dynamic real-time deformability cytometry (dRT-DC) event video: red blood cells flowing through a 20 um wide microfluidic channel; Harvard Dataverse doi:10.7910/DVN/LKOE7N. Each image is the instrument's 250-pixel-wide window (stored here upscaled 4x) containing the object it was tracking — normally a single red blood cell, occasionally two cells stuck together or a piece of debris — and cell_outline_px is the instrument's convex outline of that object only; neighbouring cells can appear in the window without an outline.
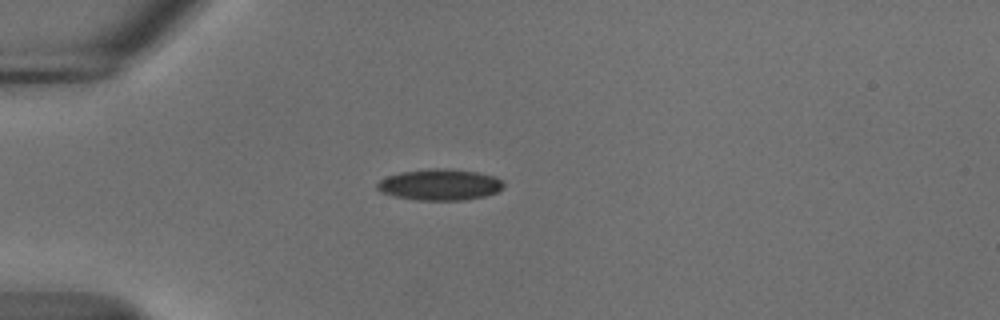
{"species": "common noctule bat (a hibernating species)", "species_latin": "Nyctalus noctula", "temperature_condition": "cold", "stored_images_in_passage": 41, "camera_frame_rate_fps": 3000, "um_per_image_px": 0.085, "animal": {"sex": "male", "body_mass_g": 18.8}, "frame": {"image": 1, "passage_image": 1, "time_ms": 0.0, "image_size_px": [1000, 320], "cell_outline_px": [[504, 188], [496, 192], [484, 196], [464, 200], [416, 200], [396, 196], [380, 192], [376, 188], [376, 184], [380, 180], [388, 176], [400, 172], [428, 168], [444, 168], [476, 172], [496, 176], [504, 180]], "centroid_in_image_um": [37.4, 15.69], "position_along_channel_um": 47.6, "area_um2": 23.12}}
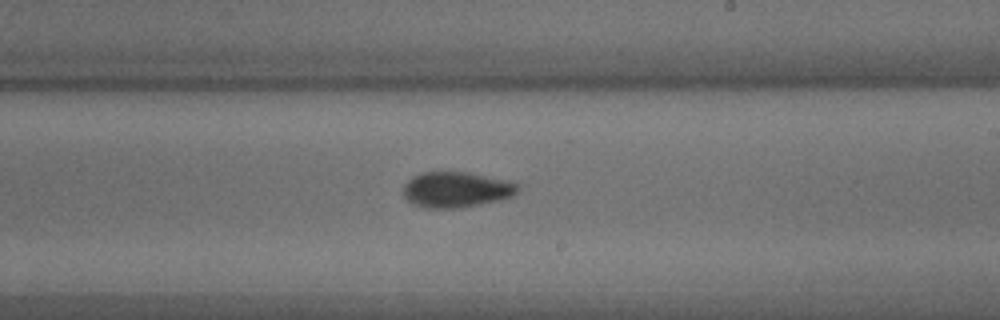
{"frame": {"image": 2, "passage_image": 19, "time_ms": 6.0, "image_size_px": [1000, 320], "cell_outline_px": [[520, 188], [512, 196], [500, 200], [480, 204], [452, 208], [428, 208], [416, 204], [408, 200], [404, 196], [404, 184], [412, 176], [420, 172], [468, 172], [508, 180], [520, 184]], "centroid_in_image_um": [38.81, 16.1], "position_along_channel_um": 250.2, "area_um2": 23.7}}
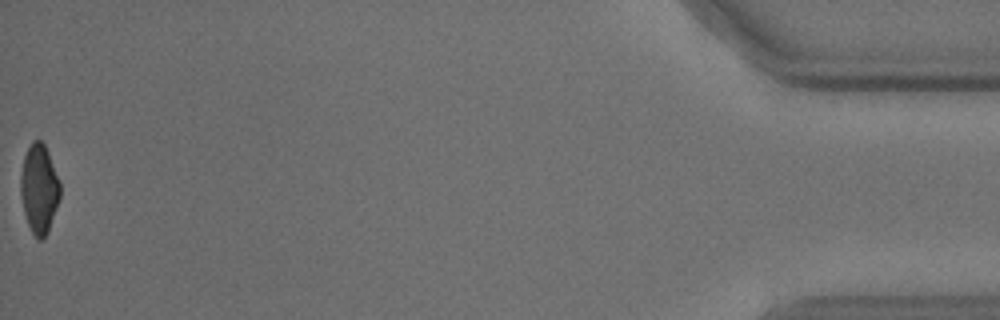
{"frame": {"image": 3, "passage_image": 41, "time_ms": 13.333, "image_size_px": [1000, 320], "cell_outline_px": [[60, 196], [48, 232], [40, 240], [32, 232], [28, 224], [24, 212], [20, 192], [20, 172], [24, 156], [32, 140], [40, 140], [44, 144], [48, 152], [60, 180]], "centroid_in_image_um": [3.32, 16.01], "position_along_channel_um": 431.9, "area_um2": 20.4}, "authors_computed_cell_mechanics": {"area_um2": 22.7732, "velocity_mm_per_s": 3.7004, "shape_relaxation_time_tau1_ms": 4.0105, "shape_relaxation_time_tau2_ms": 5.4063, "deformation_change_tau1": 0.1186, "deformation_change_tau2": 0.0862}}